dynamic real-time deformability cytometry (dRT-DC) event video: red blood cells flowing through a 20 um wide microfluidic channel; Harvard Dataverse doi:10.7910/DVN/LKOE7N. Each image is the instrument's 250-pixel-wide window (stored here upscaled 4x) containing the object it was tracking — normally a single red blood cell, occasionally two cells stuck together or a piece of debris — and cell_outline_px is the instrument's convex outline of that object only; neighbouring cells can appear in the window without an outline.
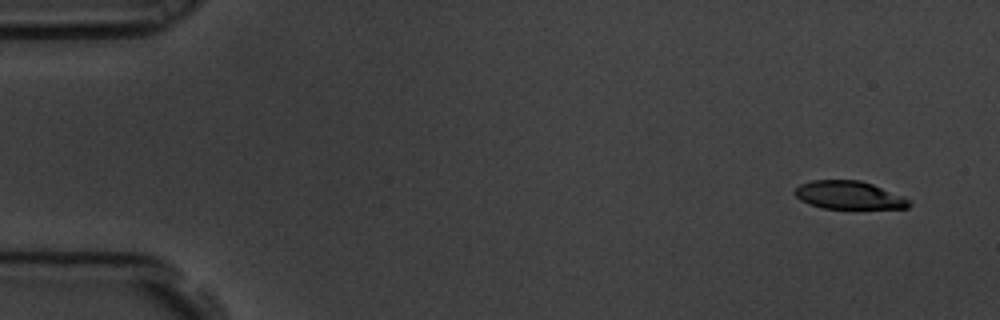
{"species": "common noctule bat (a hibernating species)", "species_latin": "Nyctalus noctula", "temperature_condition": "room temperature", "stored_images_in_passage": 57, "camera_frame_rate_fps": 3000, "um_per_image_px": 0.085, "animal": {"sex": "male", "body_mass_g": 19.5, "forearm_length_mm": 54.6}, "frame": {"image": 1, "passage_image": 1, "time_ms": 0.0, "image_size_px": [1000, 320], "cell_outline_px": [[912, 204], [908, 208], [820, 208], [808, 204], [800, 200], [792, 192], [800, 184], [812, 180], [860, 180], [872, 184], [904, 196]], "centroid_in_image_um": [72.13, 16.58], "position_along_channel_um": 12.9, "area_um2": 18.73}}
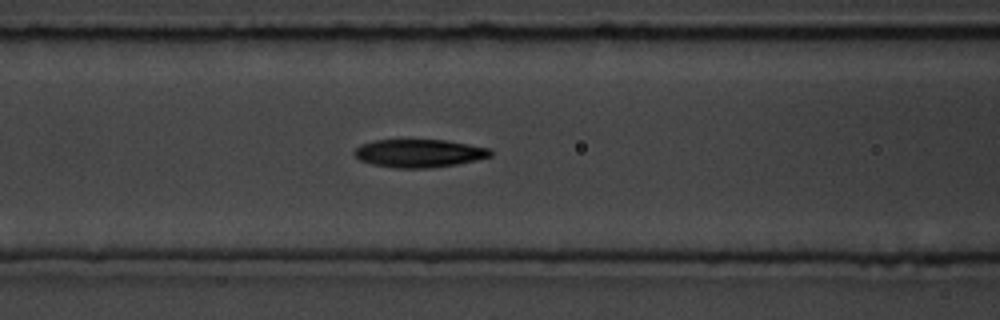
{"frame": {"image": 2, "passage_image": 22, "time_ms": 7.0, "image_size_px": [1000, 320], "cell_outline_px": [[492, 156], [456, 164], [428, 168], [392, 168], [372, 164], [360, 160], [352, 152], [360, 144], [372, 140], [444, 140], [492, 148]], "centroid_in_image_um": [35.6, 13.02], "position_along_channel_um": 131.0, "area_um2": 22.31}}
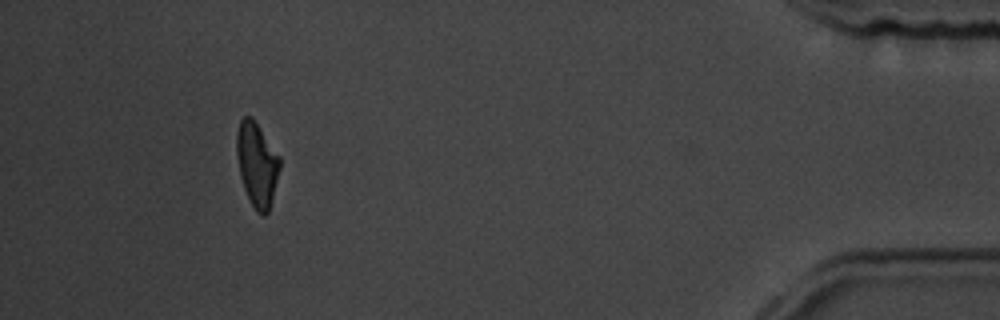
{"frame": {"image": 3, "passage_image": 52, "time_ms": 17.0, "image_size_px": [1000, 320], "cell_outline_px": [[280, 168], [268, 212], [264, 216], [260, 216], [256, 212], [244, 188], [240, 176], [236, 152], [236, 132], [240, 120], [244, 116], [252, 116], [280, 156]], "centroid_in_image_um": [21.83, 13.94], "position_along_channel_um": 413.4, "area_um2": 21.15}, "authors_computed_cell_mechanics": {"area_um2": 21.8484, "velocity_mm_per_s": 3.4578, "shape_relaxation_time_tau1_ms": 6.0729, "shape_relaxation_time_tau2_ms": 4.1558, "deformation_change_tau1": 0.163, "deformation_change_tau2": 0.1263}}